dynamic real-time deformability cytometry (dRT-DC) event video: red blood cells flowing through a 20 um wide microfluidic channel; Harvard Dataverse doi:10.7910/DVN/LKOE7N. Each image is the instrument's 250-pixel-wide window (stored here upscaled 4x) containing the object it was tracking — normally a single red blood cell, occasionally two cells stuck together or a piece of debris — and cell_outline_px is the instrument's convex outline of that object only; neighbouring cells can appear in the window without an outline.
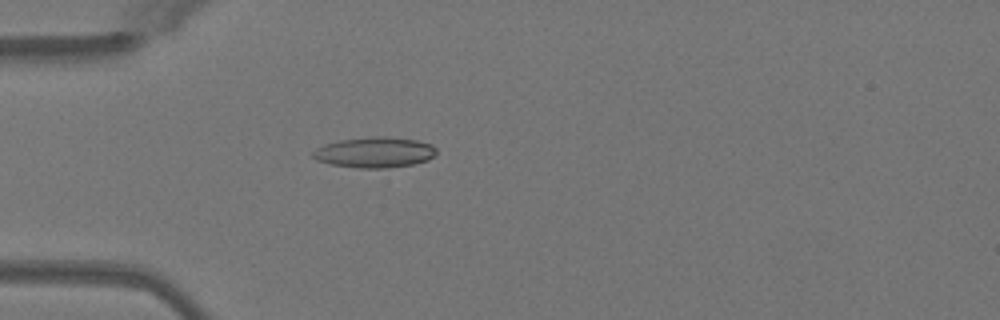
{"species": "Egyptian fruit bat (a non-hibernating species)", "species_latin": "Rousettus aegyptiacus", "temperature_condition": "warm", "stored_images_in_passage": 50, "camera_frame_rate_fps": 3000, "um_per_image_px": 0.085, "animal": {"sex": "female"}, "frame": {"image": 1, "passage_image": 15, "time_ms": 4.667, "image_size_px": [1000, 320], "cell_outline_px": [[436, 152], [428, 160], [412, 164], [388, 168], [360, 168], [332, 164], [316, 160], [312, 156], [312, 152], [316, 148], [324, 144], [340, 140], [372, 136], [384, 136], [416, 140], [432, 144], [436, 148]], "centroid_in_image_um": [31.83, 12.94], "position_along_channel_um": 53.2, "area_um2": 21.96}}
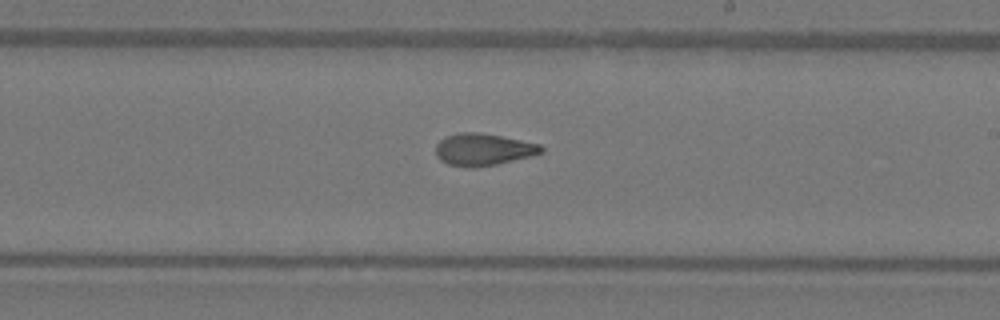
{"frame": {"image": 2, "passage_image": 30, "time_ms": 9.667, "image_size_px": [1000, 320], "cell_outline_px": [[544, 152], [496, 164], [476, 168], [468, 168], [448, 164], [440, 160], [436, 156], [436, 144], [444, 136], [460, 132], [480, 132], [540, 144], [544, 148]], "centroid_in_image_um": [41.02, 12.7], "position_along_channel_um": 248.0, "area_um2": 19.71}}
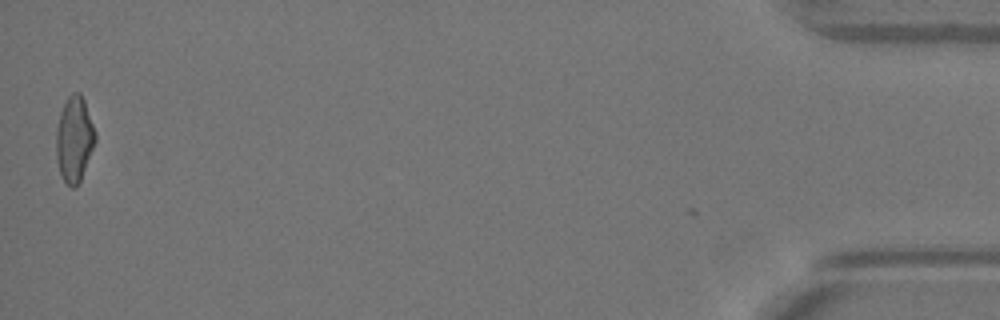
{"frame": {"image": 3, "passage_image": 50, "time_ms": 16.333, "image_size_px": [1000, 320], "cell_outline_px": [[96, 140], [80, 180], [72, 188], [60, 176], [56, 160], [56, 128], [60, 112], [68, 96], [72, 92], [80, 92], [84, 100], [96, 132]], "centroid_in_image_um": [6.3, 11.8], "position_along_channel_um": 428.9, "area_um2": 19.42}, "authors_computed_cell_mechanics": {"area_um2": 19.9121, "velocity_mm_per_s": 4.0691, "shape_relaxation_time_tau1_ms": null, "shape_relaxation_time_tau2_ms": 1.8261, "deformation_change_tau1": null, "deformation_change_tau2": 0.0923}}